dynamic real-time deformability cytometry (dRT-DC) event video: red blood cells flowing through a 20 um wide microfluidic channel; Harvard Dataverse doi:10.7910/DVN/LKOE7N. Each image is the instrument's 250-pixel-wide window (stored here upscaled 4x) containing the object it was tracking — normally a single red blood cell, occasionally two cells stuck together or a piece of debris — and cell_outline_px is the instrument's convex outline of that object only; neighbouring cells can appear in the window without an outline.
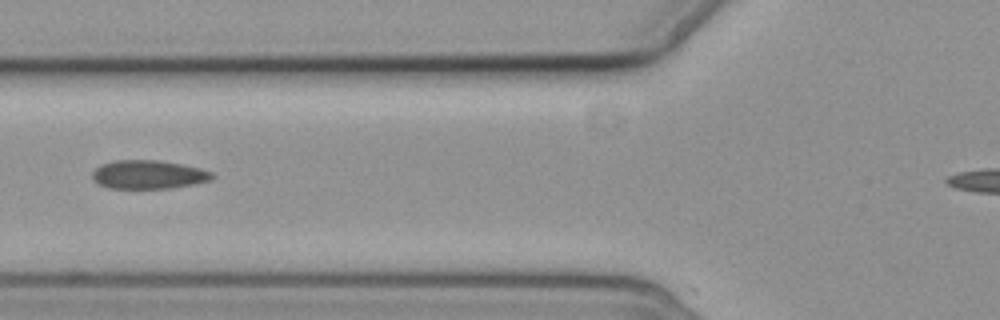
{"species": "common noctule bat (a hibernating species)", "species_latin": "Nyctalus noctula", "temperature_condition": "cold", "stored_images_in_passage": 5, "camera_frame_rate_fps": 3000, "um_per_image_px": 0.085, "animal": {"sex": "female", "body_mass_g": 19.3, "forearm_length_mm": 54.1}, "frame": {"image": 1, "passage_image": 4, "time_ms": 3.333, "image_size_px": [1000, 320], "cell_outline_px": [[216, 176], [212, 180], [196, 184], [172, 188], [108, 188], [92, 180], [92, 172], [100, 164], [116, 160], [160, 160], [184, 164], [200, 168], [212, 172]], "centroid_in_image_um": [12.65, 14.83], "position_along_channel_um": 113.1, "area_um2": 20.29}}
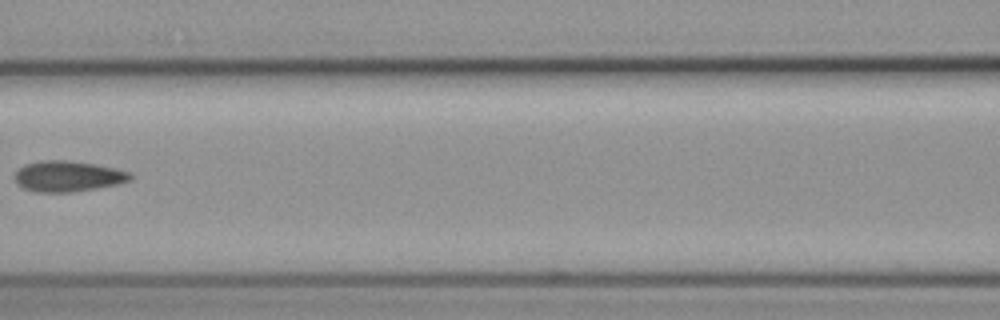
{"frame": {"image": 2, "passage_image": 5, "time_ms": 4.667, "image_size_px": [1000, 320], "cell_outline_px": [[132, 180], [116, 184], [96, 188], [72, 192], [36, 192], [24, 188], [16, 184], [16, 172], [24, 164], [40, 160], [68, 160], [116, 168], [128, 172], [132, 176]], "centroid_in_image_um": [5.75, 14.98], "position_along_channel_um": 160.8, "area_um2": 20.58}}